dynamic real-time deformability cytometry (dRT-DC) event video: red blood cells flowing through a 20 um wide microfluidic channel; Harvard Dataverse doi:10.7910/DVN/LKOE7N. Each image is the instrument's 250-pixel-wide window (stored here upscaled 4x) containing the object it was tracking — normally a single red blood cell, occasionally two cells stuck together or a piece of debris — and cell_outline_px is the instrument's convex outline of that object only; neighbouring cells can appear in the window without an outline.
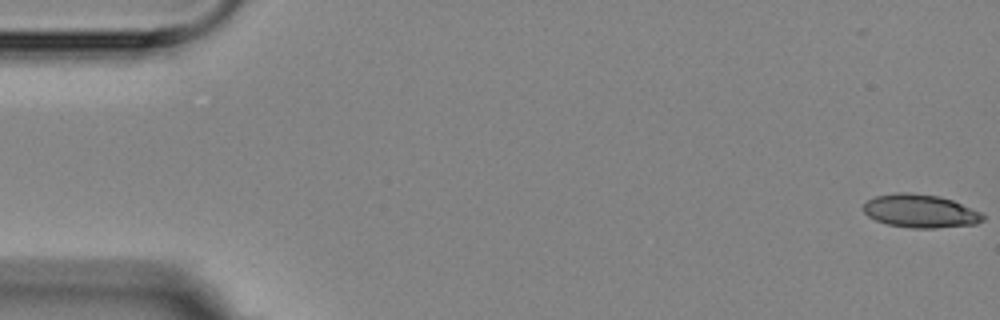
{"species": "Egyptian fruit bat (a non-hibernating species)", "species_latin": "Rousettus aegyptiacus", "temperature_condition": "room temperature", "stored_images_in_passage": 5, "camera_frame_rate_fps": 3000, "um_per_image_px": 0.085, "animal": {"sex": "female"}, "frame": {"image": 1, "passage_image": 1, "time_ms": 0.0, "image_size_px": [1000, 320], "cell_outline_px": [[984, 220], [976, 224], [932, 228], [912, 228], [888, 224], [876, 220], [868, 216], [864, 212], [864, 204], [868, 200], [876, 196], [900, 192], [908, 192], [940, 196], [952, 200], [980, 212], [984, 216]], "centroid_in_image_um": [78.23, 17.94], "position_along_channel_um": 6.8, "area_um2": 22.95}}
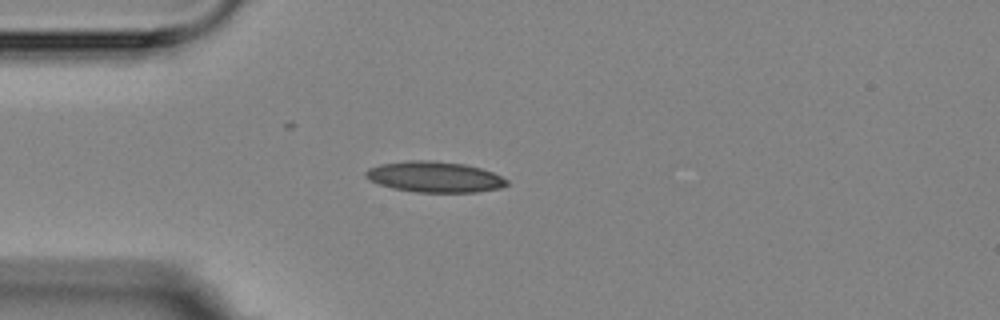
{"frame": {"image": 2, "passage_image": 5, "time_ms": 4.667, "image_size_px": [1000, 320], "cell_outline_px": [[508, 184], [500, 188], [476, 192], [416, 192], [392, 188], [380, 184], [364, 176], [364, 172], [368, 168], [380, 164], [412, 160], [424, 160], [464, 164], [480, 168], [492, 172], [508, 180]], "centroid_in_image_um": [36.93, 15.04], "position_along_channel_um": 48.1, "area_um2": 25.09}}